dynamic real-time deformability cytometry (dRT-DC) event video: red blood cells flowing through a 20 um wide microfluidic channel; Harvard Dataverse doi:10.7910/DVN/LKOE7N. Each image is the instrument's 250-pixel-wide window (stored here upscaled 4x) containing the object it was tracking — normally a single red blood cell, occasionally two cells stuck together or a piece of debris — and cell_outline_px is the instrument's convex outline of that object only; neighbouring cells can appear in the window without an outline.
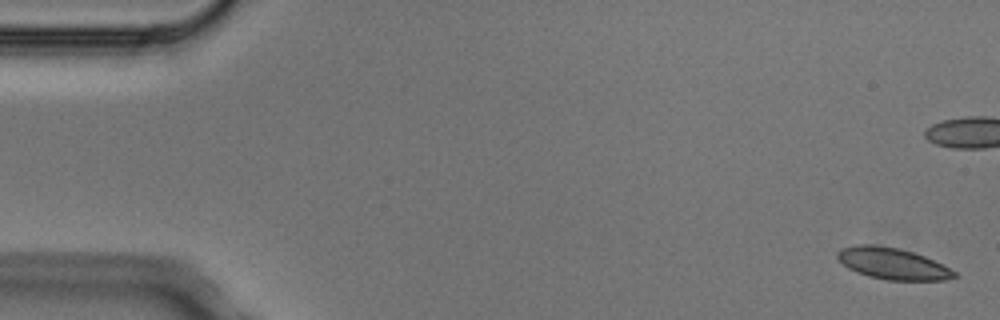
{"species": "Egyptian fruit bat (a non-hibernating species)", "species_latin": "Rousettus aegyptiacus", "temperature_condition": "cold", "stored_images_in_passage": 6, "segment_of_instrument_passage": [2, 2], "camera_frame_rate_fps": 3000, "um_per_image_px": 0.085, "animal": {"sex": "male"}, "frame": {"image": 1, "passage_image": 6, "time_ms": 1.667, "image_size_px": [1000, 320], "cell_outline_px": [[956, 276], [944, 280], [884, 280], [868, 276], [856, 272], [848, 268], [836, 256], [836, 252], [840, 248], [856, 244], [876, 244], [900, 248], [924, 256], [956, 272]], "centroid_in_image_um": [75.8, 22.39], "position_along_channel_um": 9.2, "area_um2": 21.39}}